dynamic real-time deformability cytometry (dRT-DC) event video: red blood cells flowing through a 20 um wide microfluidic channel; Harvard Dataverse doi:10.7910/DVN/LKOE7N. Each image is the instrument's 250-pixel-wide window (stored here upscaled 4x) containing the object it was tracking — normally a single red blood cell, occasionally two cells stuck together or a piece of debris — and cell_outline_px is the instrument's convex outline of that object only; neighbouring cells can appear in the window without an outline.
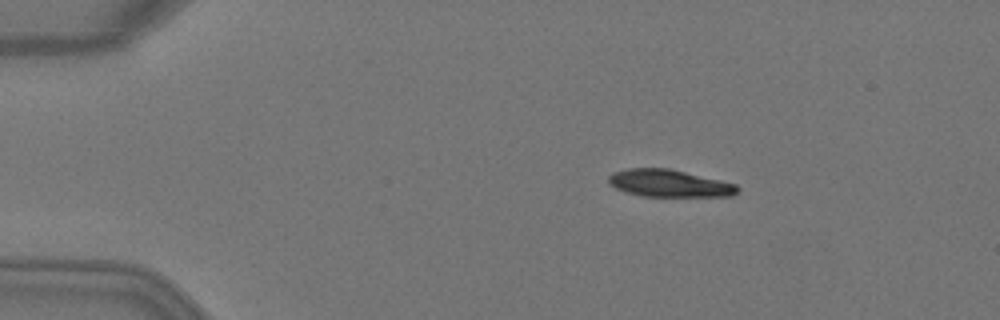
{"species": "Egyptian fruit bat (a non-hibernating species)", "species_latin": "Rousettus aegyptiacus", "temperature_condition": "warm", "stored_images_in_passage": 4, "camera_frame_rate_fps": 3000, "um_per_image_px": 0.085, "animal": {"sex": "female"}, "frame": {"image": 1, "passage_image": 2, "time_ms": 0.333, "image_size_px": [1000, 320], "cell_outline_px": [[740, 192], [732, 196], [640, 196], [624, 192], [608, 184], [608, 176], [612, 172], [628, 168], [668, 168], [720, 180], [736, 184], [740, 188]], "centroid_in_image_um": [56.86, 15.58], "position_along_channel_um": 28.1, "area_um2": 20.63}}
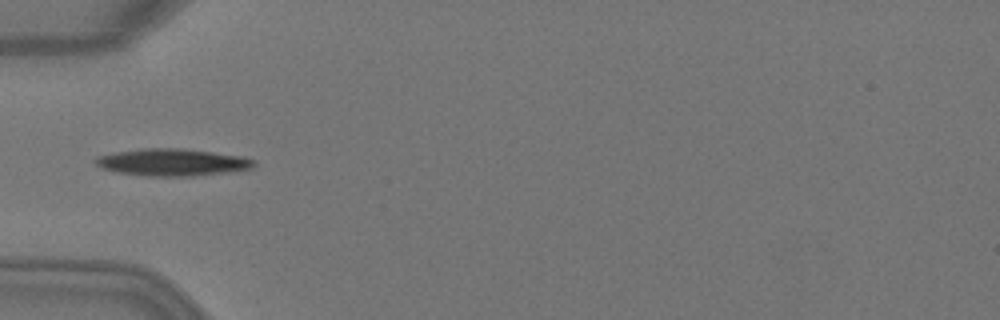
{"frame": {"image": 2, "passage_image": 4, "time_ms": 1.0, "image_size_px": [1000, 320], "cell_outline_px": [[256, 164], [252, 168], [224, 172], [192, 176], [148, 176], [116, 172], [100, 168], [92, 160], [96, 156], [112, 152], [144, 148], [184, 148], [240, 156], [256, 160]], "centroid_in_image_um": [14.57, 13.78], "position_along_channel_um": 70.4, "area_um2": 25.14}}